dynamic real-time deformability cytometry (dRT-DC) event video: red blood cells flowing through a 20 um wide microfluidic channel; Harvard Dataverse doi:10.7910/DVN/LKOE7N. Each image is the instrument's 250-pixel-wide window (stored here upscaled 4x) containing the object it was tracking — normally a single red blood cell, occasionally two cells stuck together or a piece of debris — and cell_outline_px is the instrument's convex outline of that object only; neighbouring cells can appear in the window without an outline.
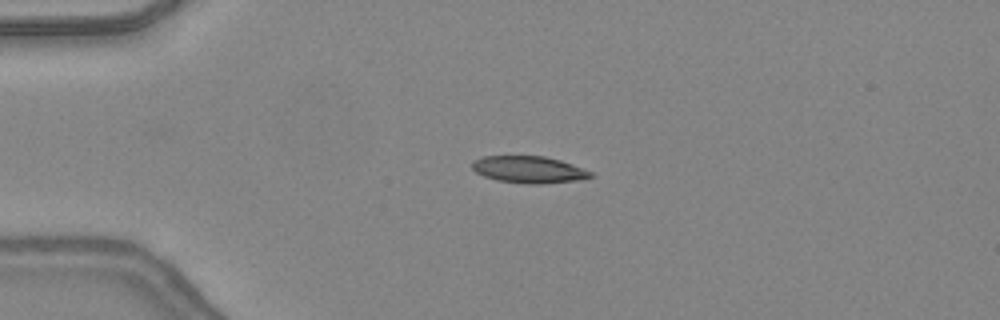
{"species": "common noctule bat (a hibernating species)", "species_latin": "Nyctalus noctula", "temperature_condition": "warm", "stored_images_in_passage": 36, "camera_frame_rate_fps": 3000, "um_per_image_px": 0.085, "animal": {"sex": "female", "body_mass_g": 24.6, "forearm_length_mm": 56.2}, "frame": {"image": 1, "passage_image": 1, "time_ms": 0.0, "image_size_px": [1000, 320], "cell_outline_px": [[596, 176], [580, 180], [540, 184], [528, 184], [496, 180], [484, 176], [476, 172], [472, 168], [472, 160], [484, 156], [544, 156], [560, 160], [572, 164], [592, 172]], "centroid_in_image_um": [44.96, 14.42], "position_along_channel_um": 40.0, "area_um2": 18.67}}
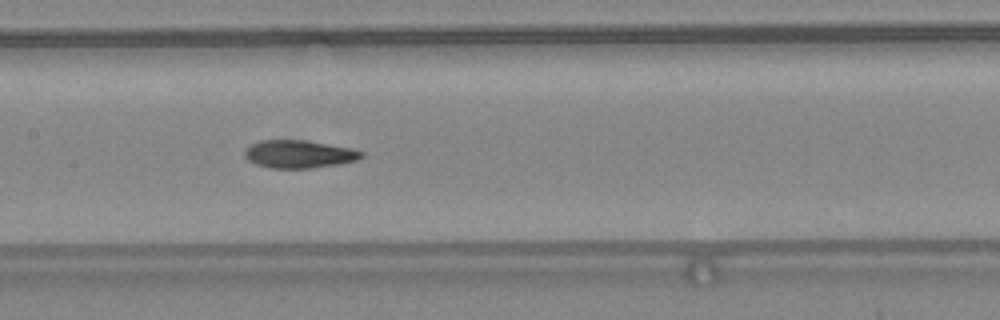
{"frame": {"image": 2, "passage_image": 13, "time_ms": 4.0, "image_size_px": [1000, 320], "cell_outline_px": [[364, 156], [356, 160], [340, 164], [312, 168], [268, 168], [256, 164], [248, 160], [244, 156], [244, 148], [260, 140], [304, 140], [348, 148], [364, 152]], "centroid_in_image_um": [25.37, 13.11], "position_along_channel_um": 182.0, "area_um2": 18.9}}
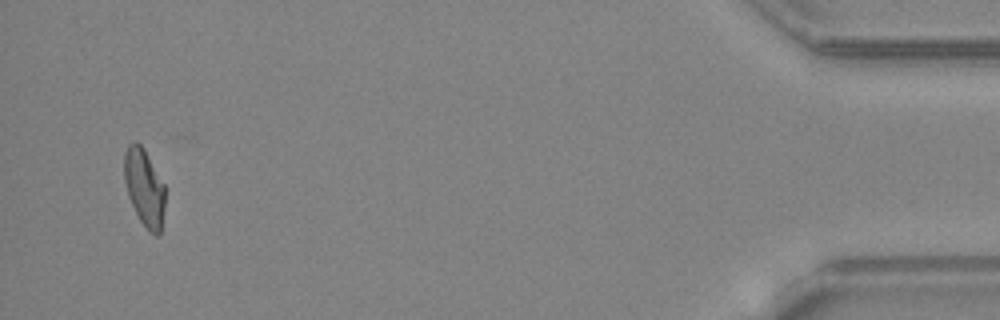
{"frame": {"image": 3, "passage_image": 35, "time_ms": 11.333, "image_size_px": [1000, 320], "cell_outline_px": [[164, 208], [160, 236], [156, 236], [148, 232], [140, 220], [128, 196], [124, 180], [124, 152], [128, 144], [136, 140], [144, 148], [164, 184]], "centroid_in_image_um": [12.26, 15.94], "position_along_channel_um": 422.9, "area_um2": 18.5}, "authors_computed_cell_mechanics": {"area_um2": 18.9006, "velocity_mm_per_s": 4.4008, "shape_relaxation_time_tau1_ms": null, "shape_relaxation_time_tau2_ms": 3.1701, "deformation_change_tau1": null, "deformation_change_tau2": 0.105}}